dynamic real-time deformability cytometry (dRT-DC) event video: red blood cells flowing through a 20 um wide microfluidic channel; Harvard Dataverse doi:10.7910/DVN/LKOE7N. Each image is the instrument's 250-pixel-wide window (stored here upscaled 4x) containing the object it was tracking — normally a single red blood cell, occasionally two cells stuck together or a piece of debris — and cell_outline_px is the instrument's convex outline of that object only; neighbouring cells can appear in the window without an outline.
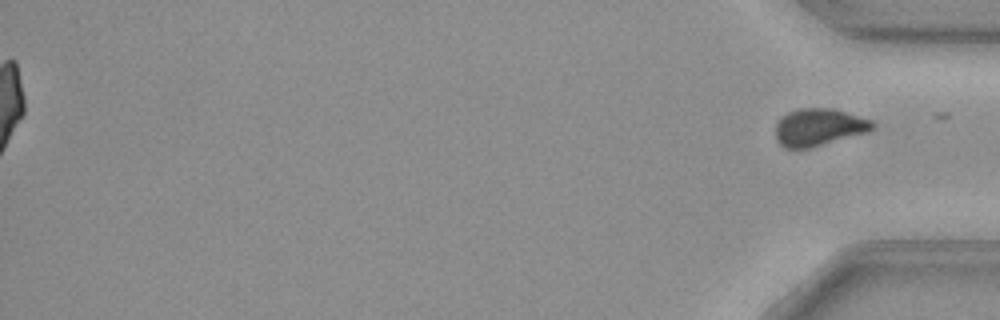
{"species": "common noctule bat (a hibernating species)", "species_latin": "Nyctalus noctula", "temperature_condition": "cold", "stored_images_in_passage": 39, "segment_of_instrument_passage": [2, 2], "camera_frame_rate_fps": 3000, "um_per_image_px": 0.085, "animal": {"sex": "female", "body_mass_g": 29.2, "forearm_length_mm": 56.3}, "frame": {"image": 1, "passage_image": 39, "time_ms": 12.667, "image_size_px": [1000, 320], "cell_outline_px": [[876, 128], [868, 132], [808, 148], [784, 148], [776, 140], [776, 124], [780, 116], [788, 112], [800, 108], [832, 108], [872, 120], [876, 124]], "centroid_in_image_um": [69.6, 10.8], "position_along_channel_um": 365.6, "area_um2": 21.15}}